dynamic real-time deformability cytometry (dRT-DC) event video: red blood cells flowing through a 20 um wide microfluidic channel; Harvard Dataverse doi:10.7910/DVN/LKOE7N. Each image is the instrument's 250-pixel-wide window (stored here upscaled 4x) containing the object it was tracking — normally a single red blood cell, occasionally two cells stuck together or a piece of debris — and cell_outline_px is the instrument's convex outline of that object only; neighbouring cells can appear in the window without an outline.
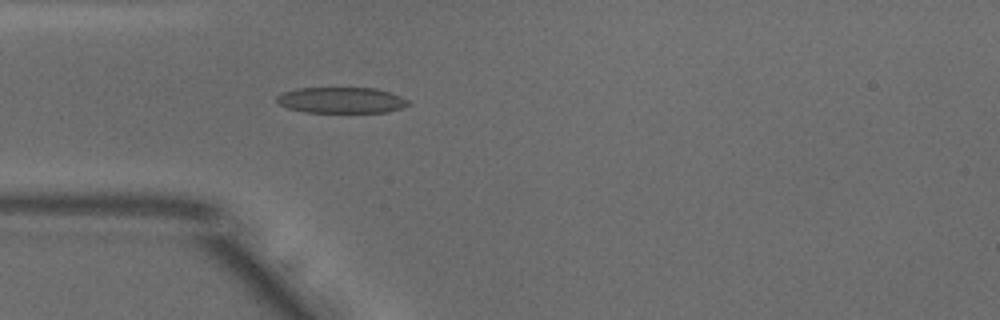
{"species": "common noctule bat (a hibernating species)", "species_latin": "Nyctalus noctula", "temperature_condition": "warm", "stored_images_in_passage": 5, "camera_frame_rate_fps": 3000, "um_per_image_px": 0.085, "animal": {"sex": "male", "body_mass_g": 18.8}, "frame": {"image": 1, "passage_image": 1, "time_ms": 0.0, "image_size_px": [1000, 320], "cell_outline_px": [[412, 104], [388, 112], [304, 112], [288, 108], [280, 104], [276, 100], [276, 96], [280, 92], [296, 88], [376, 88], [400, 96], [408, 100]], "centroid_in_image_um": [28.99, 8.51], "position_along_channel_um": 56.0, "area_um2": 19.94}}
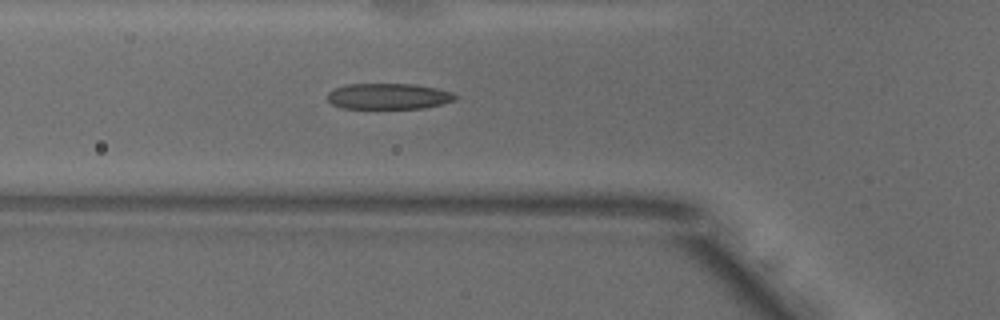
{"frame": {"image": 2, "passage_image": 4, "time_ms": 1.0, "image_size_px": [1000, 320], "cell_outline_px": [[456, 100], [444, 104], [424, 108], [340, 108], [332, 104], [328, 100], [328, 92], [336, 88], [348, 84], [412, 84], [436, 88], [452, 92], [456, 96]], "centroid_in_image_um": [33.04, 8.19], "position_along_channel_um": 92.8, "area_um2": 19.25}}